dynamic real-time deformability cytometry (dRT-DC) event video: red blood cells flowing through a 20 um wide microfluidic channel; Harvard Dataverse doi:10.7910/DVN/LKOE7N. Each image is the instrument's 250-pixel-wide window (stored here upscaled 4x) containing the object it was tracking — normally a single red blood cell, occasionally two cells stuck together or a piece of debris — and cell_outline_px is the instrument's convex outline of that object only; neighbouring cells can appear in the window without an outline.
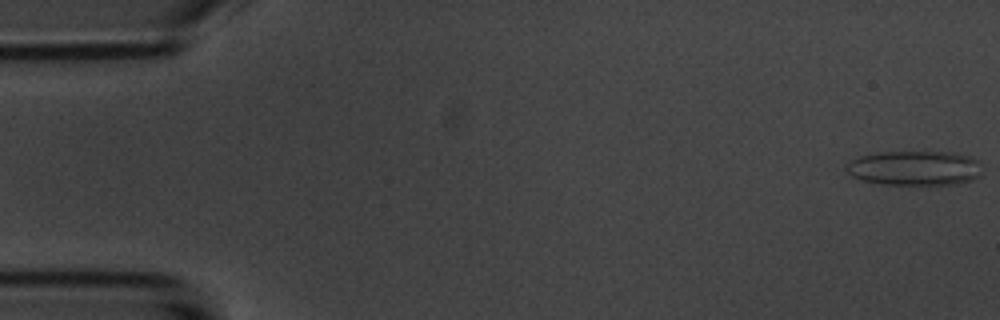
{"species": "common noctule bat (a hibernating species)", "species_latin": "Nyctalus noctula", "temperature_condition": "room temperature", "stored_images_in_passage": 3, "camera_frame_rate_fps": 3000, "um_per_image_px": 0.085, "animal": {"sex": "male", "body_mass_g": 20.1, "forearm_length_mm": 53.5}, "frame": {"image": 1, "passage_image": 1, "time_ms": 0.0, "image_size_px": [1000, 320], "cell_outline_px": [[984, 176], [972, 180], [956, 184], [884, 184], [860, 180], [852, 176], [844, 168], [844, 164], [860, 156], [880, 152], [952, 152], [968, 156], [976, 160]], "centroid_in_image_um": [77.74, 14.29], "position_along_channel_um": 7.3, "area_um2": 27.51}}